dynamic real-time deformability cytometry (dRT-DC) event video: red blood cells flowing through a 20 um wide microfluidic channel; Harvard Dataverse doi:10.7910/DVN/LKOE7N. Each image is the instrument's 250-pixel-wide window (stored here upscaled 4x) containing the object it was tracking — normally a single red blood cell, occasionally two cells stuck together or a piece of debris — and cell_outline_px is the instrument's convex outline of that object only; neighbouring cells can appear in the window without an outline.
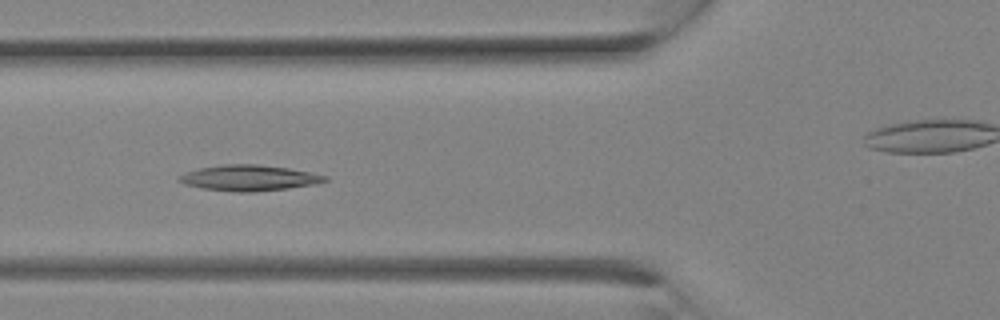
{"species": "Egyptian fruit bat (a non-hibernating species)", "species_latin": "Rousettus aegyptiacus", "temperature_condition": "room temperature", "stored_images_in_passage": 16, "segment_of_instrument_passage": [1, 2], "camera_frame_rate_fps": 3000, "um_per_image_px": 0.085, "animal": {"sex": "female"}, "frame": {"image": 1, "passage_image": 10, "time_ms": 3.0, "image_size_px": [1000, 320], "cell_outline_px": [[328, 180], [312, 184], [288, 188], [252, 192], [236, 192], [200, 188], [184, 184], [176, 180], [176, 176], [184, 172], [200, 168], [224, 164], [256, 164], [288, 168], [328, 176]], "centroid_in_image_um": [21.08, 15.12], "position_along_channel_um": 104.7, "area_um2": 21.85}}
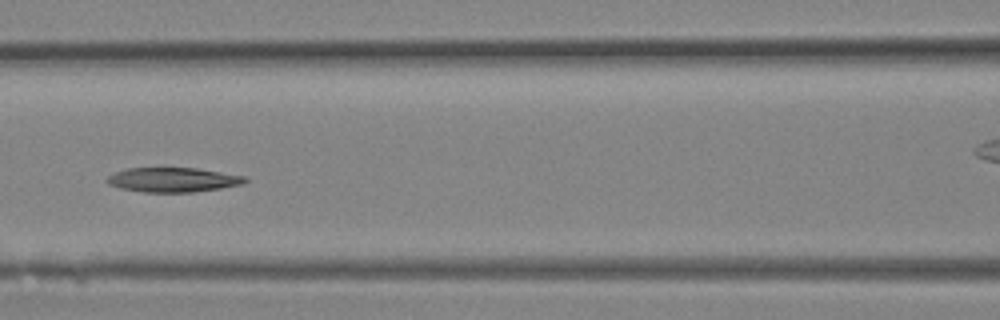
{"frame": {"image": 2, "passage_image": 12, "time_ms": 3.667, "image_size_px": [1000, 320], "cell_outline_px": [[248, 180], [244, 184], [220, 188], [192, 192], [144, 192], [120, 188], [108, 184], [104, 180], [108, 176], [116, 172], [128, 168], [196, 168], [248, 176]], "centroid_in_image_um": [14.73, 15.28], "position_along_channel_um": 151.9, "area_um2": 19.77}}
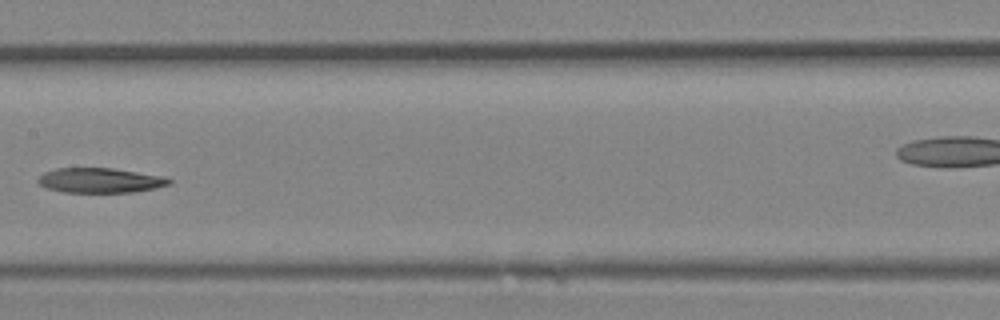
{"frame": {"image": 3, "passage_image": 14, "time_ms": 4.333, "image_size_px": [1000, 320], "cell_outline_px": [[172, 184], [156, 188], [132, 192], [64, 192], [44, 188], [36, 180], [44, 172], [56, 168], [112, 168], [164, 176], [172, 180]], "centroid_in_image_um": [8.51, 15.33], "position_along_channel_um": 198.9, "area_um2": 19.07}}